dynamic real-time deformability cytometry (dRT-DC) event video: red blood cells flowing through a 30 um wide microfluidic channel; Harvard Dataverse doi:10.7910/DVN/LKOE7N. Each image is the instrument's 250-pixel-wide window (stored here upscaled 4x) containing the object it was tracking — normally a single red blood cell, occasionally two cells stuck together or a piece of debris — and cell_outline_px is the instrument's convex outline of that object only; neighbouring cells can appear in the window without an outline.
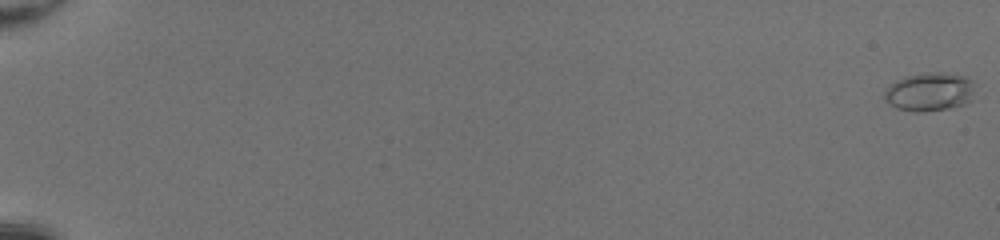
{"species": "common noctule bat (a hibernating species)", "species_latin": "Nyctalus noctula", "temperature_condition": "room temperature", "stored_images_in_passage": 52, "camera_frame_rate_fps": 3000, "um_per_image_px": 0.085, "animal": {"sex": "female", "body_mass_g": 20.0, "forearm_length_mm": 54.0}, "frame": {"image": 1, "passage_image": 1, "time_ms": 0.0, "image_size_px": [1000, 240], "cell_outline_px": [[976, 84], [972, 100], [964, 104], [948, 108], [924, 112], [916, 112], [896, 108], [884, 100], [884, 92], [896, 80], [904, 76], [924, 72], [944, 72], [964, 76], [972, 80]], "centroid_in_image_um": [79.04, 7.79], "position_along_channel_um": 6.0, "area_um2": 20.63}}
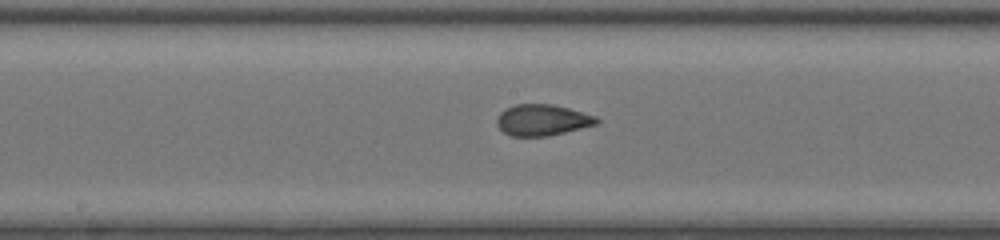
{"frame": {"image": 2, "passage_image": 31, "time_ms": 10.0, "image_size_px": [1000, 240], "cell_outline_px": [[600, 120], [596, 124], [548, 136], [512, 136], [504, 132], [496, 124], [496, 120], [500, 112], [504, 108], [516, 104], [552, 104], [568, 108], [596, 116]], "centroid_in_image_um": [46.06, 10.19], "position_along_channel_um": 202.1, "area_um2": 18.03}}
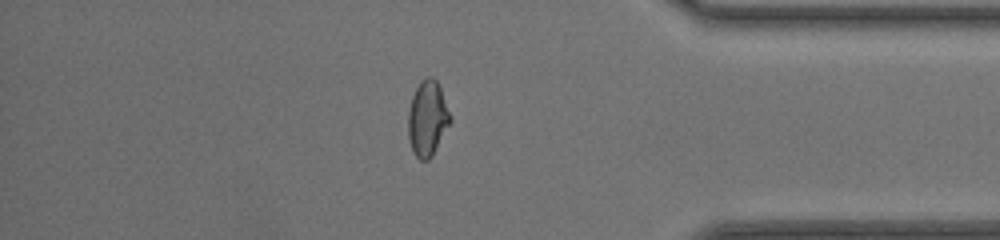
{"frame": {"image": 3, "passage_image": 46, "time_ms": 15.0, "image_size_px": [1000, 240], "cell_outline_px": [[452, 120], [432, 156], [428, 160], [420, 160], [412, 152], [408, 140], [408, 112], [412, 96], [420, 80], [428, 76], [432, 76], [436, 80], [440, 88], [452, 116]], "centroid_in_image_um": [36.33, 10.07], "position_along_channel_um": 398.9, "area_um2": 18.67}}